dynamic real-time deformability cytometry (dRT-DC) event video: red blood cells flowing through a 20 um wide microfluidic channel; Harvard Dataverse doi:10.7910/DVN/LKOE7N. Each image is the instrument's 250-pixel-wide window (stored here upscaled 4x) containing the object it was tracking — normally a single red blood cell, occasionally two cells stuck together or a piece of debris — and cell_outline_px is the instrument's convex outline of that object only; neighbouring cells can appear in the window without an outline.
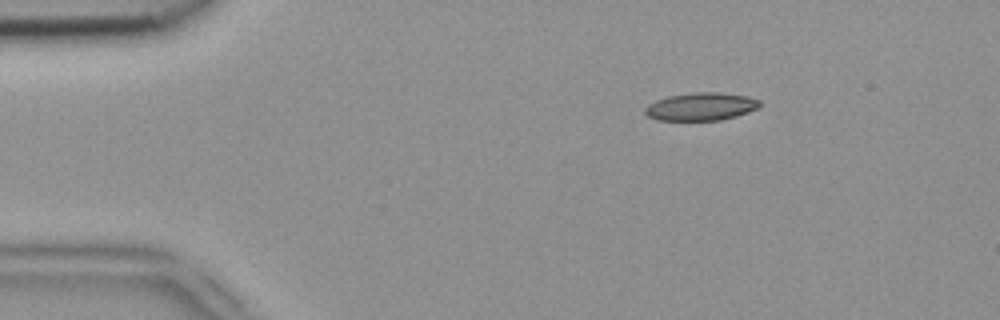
{"species": "common noctule bat (a hibernating species)", "species_latin": "Nyctalus noctula", "temperature_condition": "room temperature", "stored_images_in_passage": 45, "segment_of_instrument_passage": [1, 2], "camera_frame_rate_fps": 3000, "um_per_image_px": 0.085, "animal": {"sex": "female", "body_mass_g": 18.4}, "frame": {"image": 1, "passage_image": 1, "time_ms": 0.0, "image_size_px": [1000, 320], "cell_outline_px": [[760, 104], [756, 108], [748, 112], [736, 116], [720, 120], [656, 120], [648, 116], [644, 112], [644, 108], [648, 104], [656, 100], [668, 96], [696, 92], [720, 92], [748, 96], [760, 100]], "centroid_in_image_um": [59.56, 9.05], "position_along_channel_um": 25.4, "area_um2": 18.61}}
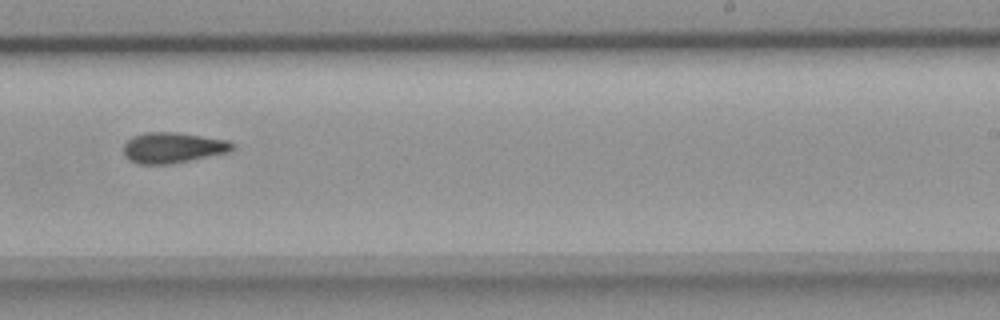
{"frame": {"image": 2, "passage_image": 25, "time_ms": 8.0, "image_size_px": [1000, 320], "cell_outline_px": [[236, 144], [228, 152], [172, 164], [136, 164], [128, 160], [124, 156], [124, 144], [132, 136], [144, 132], [176, 132], [228, 140]], "centroid_in_image_um": [14.65, 12.55], "position_along_channel_um": 274.3, "area_um2": 19.54}}
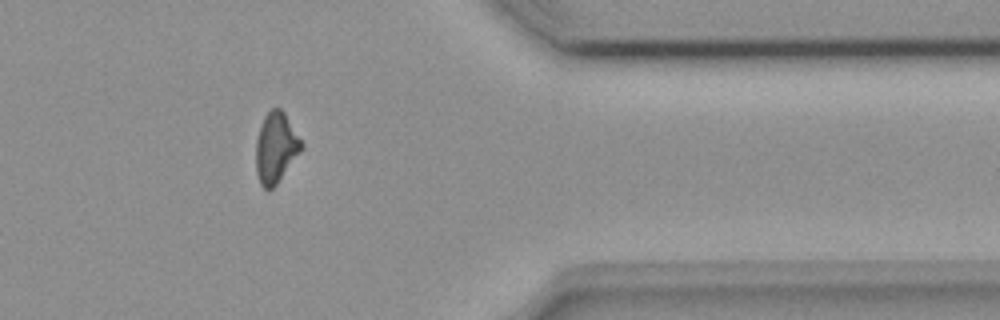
{"frame": {"image": 3, "passage_image": 35, "time_ms": 11.333, "image_size_px": [1000, 320], "cell_outline_px": [[304, 148], [276, 184], [272, 188], [264, 188], [260, 184], [256, 172], [256, 140], [264, 116], [272, 108], [280, 108], [284, 112], [304, 144]], "centroid_in_image_um": [23.46, 12.54], "position_along_channel_um": 387.9, "area_um2": 18.55}}